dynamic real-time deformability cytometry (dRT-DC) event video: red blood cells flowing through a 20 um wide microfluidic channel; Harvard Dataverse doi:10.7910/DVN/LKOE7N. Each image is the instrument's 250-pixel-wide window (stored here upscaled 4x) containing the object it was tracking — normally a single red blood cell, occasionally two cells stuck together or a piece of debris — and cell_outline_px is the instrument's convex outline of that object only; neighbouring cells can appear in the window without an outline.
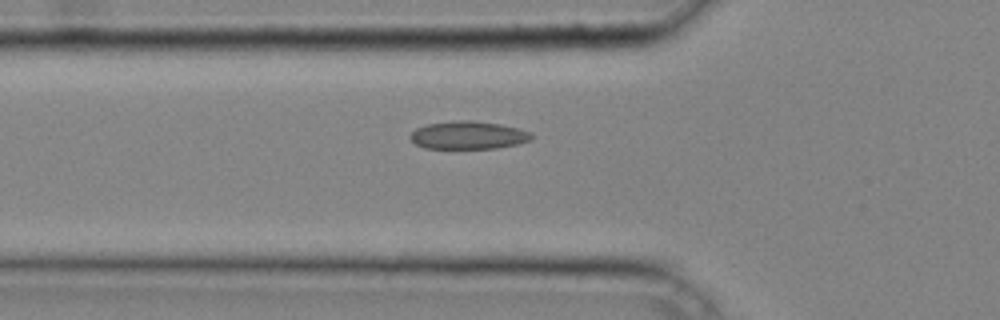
{"species": "common noctule bat (a hibernating species)", "species_latin": "Nyctalus noctula", "temperature_condition": "cold", "stored_images_in_passage": 28, "camera_frame_rate_fps": 3000, "um_per_image_px": 0.085, "animal": {"sex": "male", "body_mass_g": 20.4}, "frame": {"image": 1, "passage_image": 5, "time_ms": 1.333, "image_size_px": [1000, 320], "cell_outline_px": [[532, 140], [516, 144], [496, 148], [424, 148], [416, 144], [408, 136], [416, 128], [428, 124], [460, 120], [472, 120], [500, 124], [532, 132]], "centroid_in_image_um": [39.8, 11.49], "position_along_channel_um": 86.0, "area_um2": 19.59}}
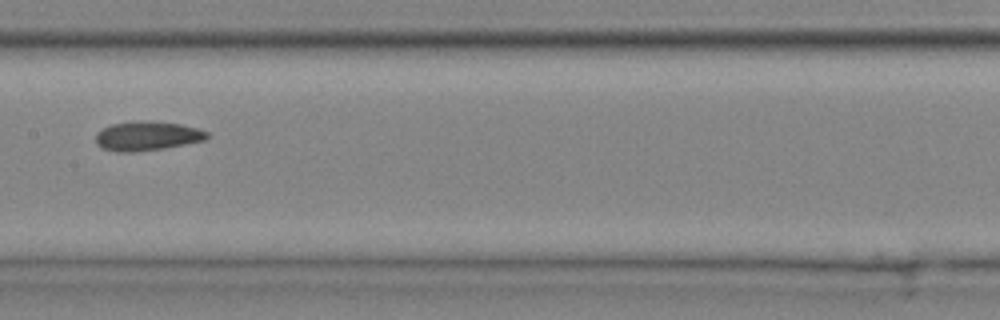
{"frame": {"image": 2, "passage_image": 12, "time_ms": 3.667, "image_size_px": [1000, 320], "cell_outline_px": [[208, 136], [204, 140], [164, 148], [136, 152], [116, 152], [104, 148], [96, 144], [96, 132], [112, 124], [140, 120], [152, 120], [180, 124], [196, 128], [208, 132]], "centroid_in_image_um": [12.48, 11.55], "position_along_channel_um": 194.9, "area_um2": 18.96}}
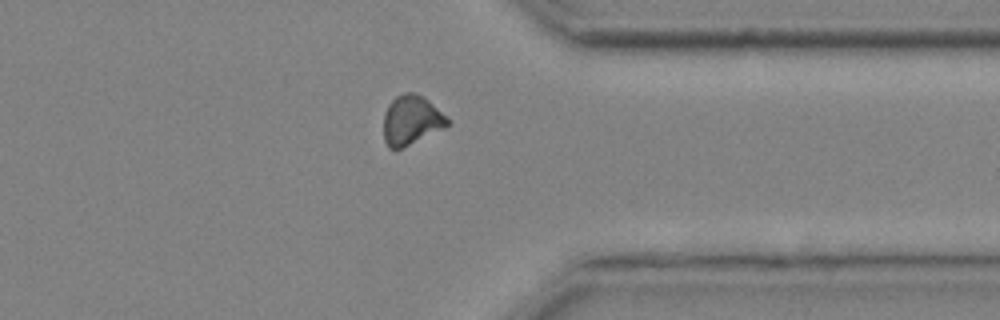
{"frame": {"image": 3, "passage_image": 24, "time_ms": 7.667, "image_size_px": [1000, 320], "cell_outline_px": [[448, 124], [444, 128], [400, 148], [388, 148], [384, 140], [384, 112], [388, 104], [396, 96], [404, 92], [416, 92], [424, 96], [448, 120]], "centroid_in_image_um": [34.91, 10.18], "position_along_channel_um": 376.5, "area_um2": 18.03}}